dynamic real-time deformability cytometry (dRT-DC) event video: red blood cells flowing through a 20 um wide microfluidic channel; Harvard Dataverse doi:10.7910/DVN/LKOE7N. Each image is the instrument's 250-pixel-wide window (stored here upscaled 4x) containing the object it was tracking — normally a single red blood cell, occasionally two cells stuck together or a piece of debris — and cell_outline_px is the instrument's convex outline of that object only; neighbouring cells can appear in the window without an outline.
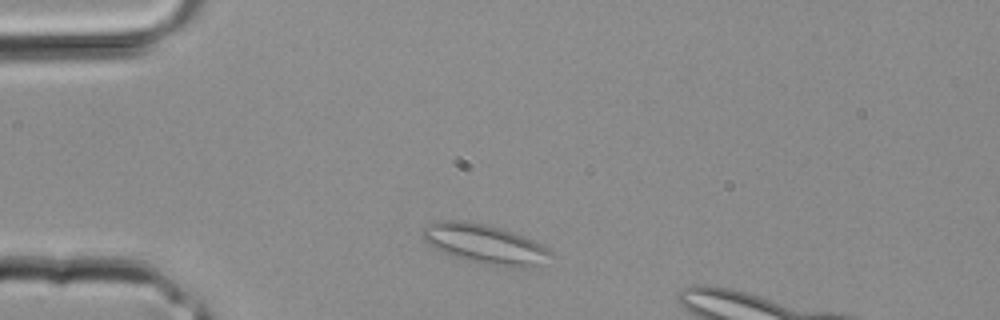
{"species": "common noctule bat (a hibernating species)", "species_latin": "Nyctalus noctula", "temperature_condition": "room temperature", "stored_images_in_passage": 1, "camera_frame_rate_fps": 3000, "um_per_image_px": 0.085, "animal": {"sex": "male", "body_mass_g": 20.4}, "frame": {"image": 1, "passage_image": 1, "time_ms": 0.0, "image_size_px": [1000, 320], "cell_outline_px": [[556, 256], [540, 264], [528, 268], [504, 268], [464, 260], [444, 252], [428, 244], [420, 236], [420, 232], [432, 220], [464, 220], [488, 224], [524, 236], [548, 248]], "centroid_in_image_um": [41.22, 20.75], "position_along_channel_um": 43.8, "area_um2": 30.11}}